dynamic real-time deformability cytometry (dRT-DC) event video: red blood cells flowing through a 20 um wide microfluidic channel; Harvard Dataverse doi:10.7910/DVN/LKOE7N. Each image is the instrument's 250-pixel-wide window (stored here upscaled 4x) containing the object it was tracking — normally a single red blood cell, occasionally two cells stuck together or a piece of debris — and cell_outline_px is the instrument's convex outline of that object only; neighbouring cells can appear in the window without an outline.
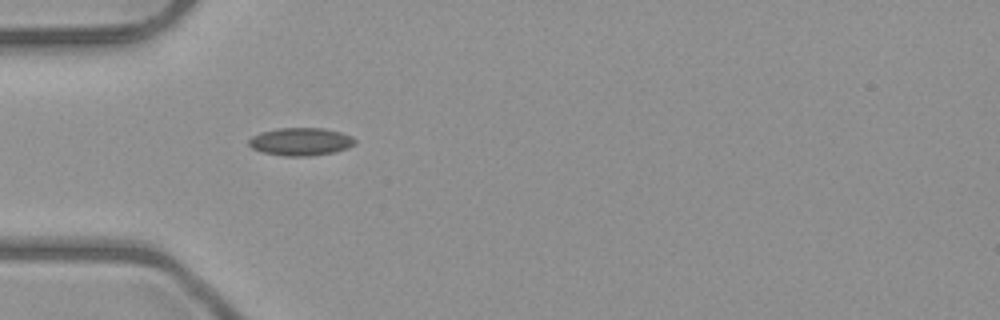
{"species": "common noctule bat (a hibernating species)", "species_latin": "Nyctalus noctula", "temperature_condition": "room temperature", "stored_images_in_passage": 1, "camera_frame_rate_fps": 3000, "um_per_image_px": 0.085, "animal": {"sex": "male", "body_mass_g": 23.1, "forearm_length_mm": 52.7}, "frame": {"image": 1, "passage_image": 1, "time_ms": 0.0, "image_size_px": [1000, 320], "cell_outline_px": [[356, 144], [348, 148], [332, 152], [308, 156], [284, 156], [264, 152], [252, 148], [248, 144], [248, 140], [252, 136], [260, 132], [280, 128], [324, 128], [340, 132], [352, 136], [356, 140]], "centroid_in_image_um": [25.57, 12.03], "position_along_channel_um": 59.4, "area_um2": 17.17}}